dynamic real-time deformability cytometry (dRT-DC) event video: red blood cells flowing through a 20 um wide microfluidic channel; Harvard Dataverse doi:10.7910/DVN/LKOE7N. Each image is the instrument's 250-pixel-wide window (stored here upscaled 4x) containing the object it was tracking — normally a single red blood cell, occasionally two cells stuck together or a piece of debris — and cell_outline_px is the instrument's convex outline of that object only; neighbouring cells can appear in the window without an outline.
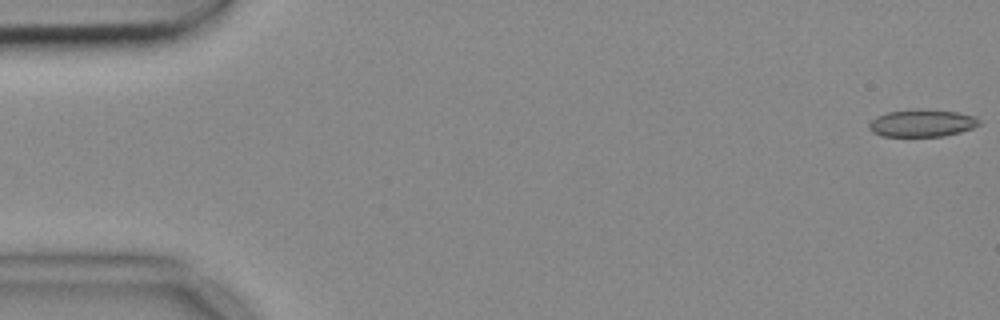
{"species": "common noctule bat (a hibernating species)", "species_latin": "Nyctalus noctula", "temperature_condition": "cold", "stored_images_in_passage": 5, "camera_frame_rate_fps": 3000, "um_per_image_px": 0.085, "animal": {"sex": "female", "body_mass_g": 18.4}, "frame": {"image": 1, "passage_image": 1, "time_ms": 0.0, "image_size_px": [1000, 320], "cell_outline_px": [[980, 124], [972, 128], [960, 132], [944, 136], [880, 136], [872, 132], [868, 128], [868, 124], [876, 116], [888, 112], [920, 108], [956, 112], [972, 116], [980, 120]], "centroid_in_image_um": [78.33, 10.46], "position_along_channel_um": 6.7, "area_um2": 17.57}}
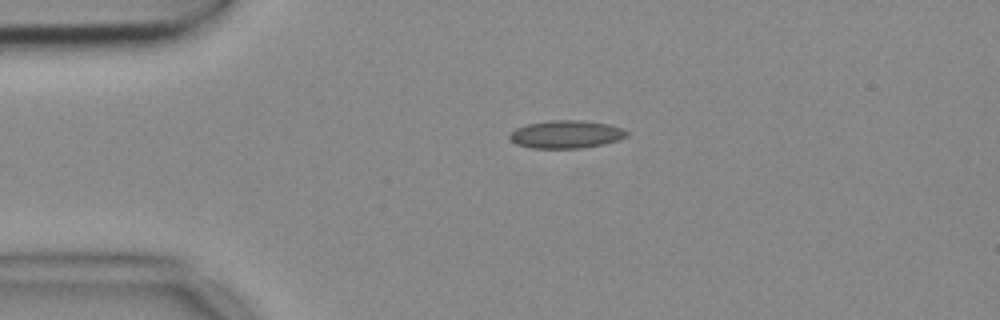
{"frame": {"image": 2, "passage_image": 4, "time_ms": 1.0, "image_size_px": [1000, 320], "cell_outline_px": [[628, 136], [604, 144], [580, 148], [532, 148], [516, 144], [508, 136], [516, 128], [528, 124], [552, 120], [580, 120], [608, 124], [624, 128], [628, 132]], "centroid_in_image_um": [48.14, 11.41], "position_along_channel_um": 36.9, "area_um2": 18.9}}